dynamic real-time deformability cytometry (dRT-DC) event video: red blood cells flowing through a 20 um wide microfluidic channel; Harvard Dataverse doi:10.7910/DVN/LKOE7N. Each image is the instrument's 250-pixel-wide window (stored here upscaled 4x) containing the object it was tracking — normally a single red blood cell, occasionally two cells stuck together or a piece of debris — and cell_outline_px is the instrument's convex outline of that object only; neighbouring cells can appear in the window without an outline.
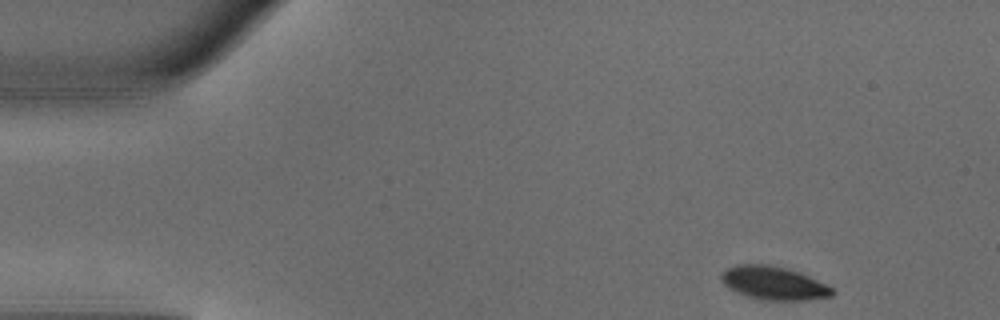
{"species": "common noctule bat (a hibernating species)", "species_latin": "Nyctalus noctula", "temperature_condition": "warm", "stored_images_in_passage": 45, "segment_of_instrument_passage": [1, 2], "camera_frame_rate_fps": 3000, "um_per_image_px": 0.085, "animal": {"sex": "male", "body_mass_g": 18.8}, "frame": {"image": 1, "passage_image": 1, "time_ms": 0.0, "image_size_px": [1000, 320], "cell_outline_px": [[836, 292], [832, 296], [804, 300], [768, 300], [748, 296], [736, 292], [728, 288], [724, 284], [720, 276], [728, 268], [736, 264], [768, 264], [800, 272], [832, 288]], "centroid_in_image_um": [65.75, 24.06], "position_along_channel_um": 19.2, "area_um2": 21.27}}
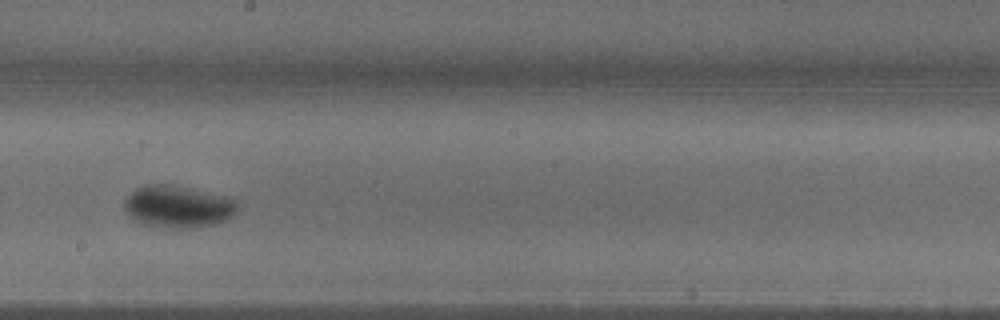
{"frame": {"image": 2, "passage_image": 23, "time_ms": 7.333, "image_size_px": [1000, 320], "cell_outline_px": [[240, 208], [232, 216], [216, 224], [188, 228], [172, 228], [148, 224], [136, 220], [128, 216], [124, 208], [124, 200], [136, 188], [148, 184], [172, 184], [232, 196], [236, 200]], "centroid_in_image_um": [15.19, 17.53], "position_along_channel_um": 233.0, "area_um2": 28.09}}
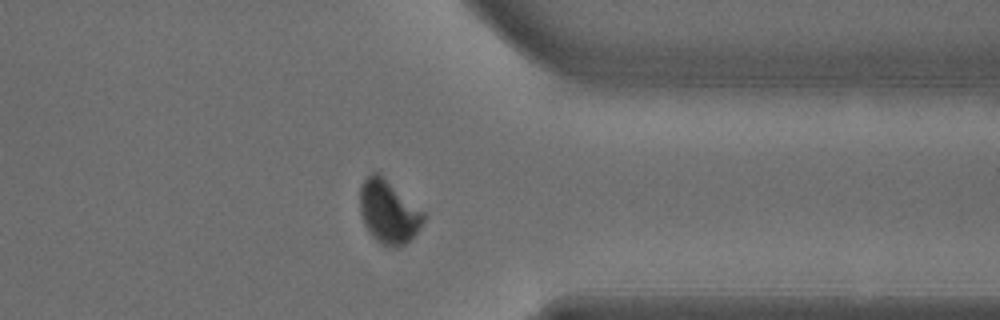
{"frame": {"image": 3, "passage_image": 34, "time_ms": 11.0, "image_size_px": [1000, 320], "cell_outline_px": [[424, 220], [420, 228], [404, 244], [396, 248], [388, 248], [380, 244], [368, 232], [364, 224], [360, 212], [360, 184], [372, 172], [380, 172], [424, 212]], "centroid_in_image_um": [33.0, 18.0], "position_along_channel_um": 378.4, "area_um2": 23.64}}